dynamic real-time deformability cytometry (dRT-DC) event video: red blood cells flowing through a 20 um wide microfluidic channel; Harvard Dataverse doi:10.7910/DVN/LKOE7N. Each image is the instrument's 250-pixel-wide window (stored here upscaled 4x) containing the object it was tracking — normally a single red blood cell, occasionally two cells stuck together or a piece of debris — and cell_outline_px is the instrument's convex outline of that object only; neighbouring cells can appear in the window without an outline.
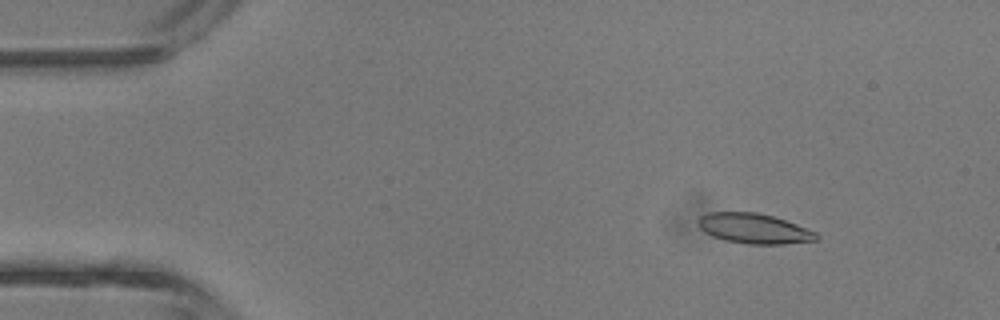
{"species": "common noctule bat (a hibernating species)", "species_latin": "Nyctalus noctula", "temperature_condition": "room temperature", "stored_images_in_passage": 3, "camera_frame_rate_fps": 3000, "um_per_image_px": 0.085, "animal": {"sex": "male", "body_mass_g": 13.3}, "frame": {"image": 1, "passage_image": 1, "time_ms": 0.0, "image_size_px": [1000, 320], "cell_outline_px": [[820, 240], [784, 244], [748, 244], [724, 240], [712, 236], [704, 232], [700, 228], [696, 220], [700, 216], [708, 212], [756, 212], [772, 216], [796, 224], [816, 232], [820, 236]], "centroid_in_image_um": [64.09, 19.43], "position_along_channel_um": 20.9, "area_um2": 20.87}}
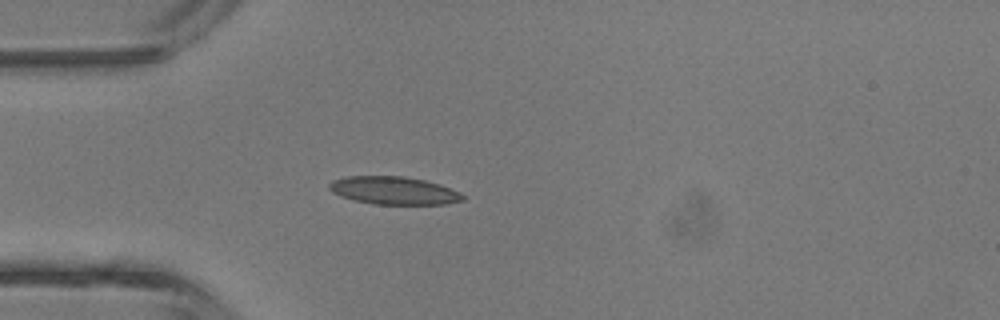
{"frame": {"image": 2, "passage_image": 3, "time_ms": 2.333, "image_size_px": [1000, 320], "cell_outline_px": [[464, 200], [448, 204], [372, 204], [352, 200], [340, 196], [332, 192], [328, 188], [328, 184], [332, 180], [348, 176], [404, 176], [424, 180], [440, 184], [460, 192], [464, 196]], "centroid_in_image_um": [33.46, 16.2], "position_along_channel_um": 51.5, "area_um2": 21.85}}